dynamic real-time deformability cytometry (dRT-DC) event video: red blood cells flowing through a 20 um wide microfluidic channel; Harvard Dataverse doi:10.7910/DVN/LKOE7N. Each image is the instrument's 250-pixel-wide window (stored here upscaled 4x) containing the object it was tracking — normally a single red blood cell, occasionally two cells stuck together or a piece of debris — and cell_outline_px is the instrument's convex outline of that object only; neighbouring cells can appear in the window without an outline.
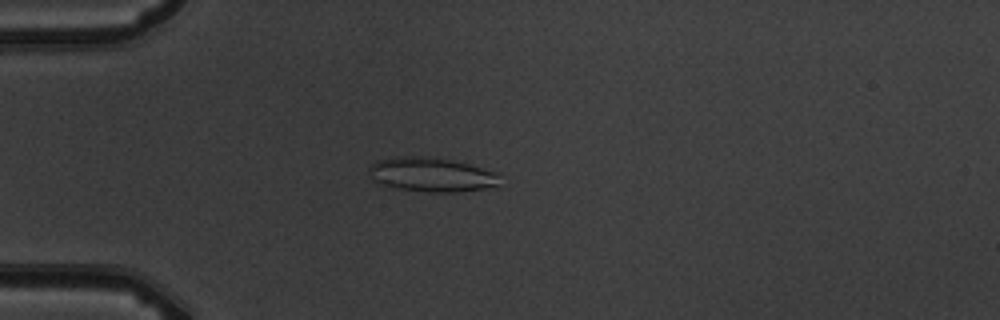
{"species": "common noctule bat (a hibernating species)", "species_latin": "Nyctalus noctula", "temperature_condition": "warm", "stored_images_in_passage": 5, "camera_frame_rate_fps": 3000, "um_per_image_px": 0.085, "animal": {"sex": "male", "body_mass_g": 19.5, "forearm_length_mm": 54.6}, "frame": {"image": 1, "passage_image": 5, "time_ms": 4.333, "image_size_px": [1000, 320], "cell_outline_px": [[500, 188], [460, 192], [428, 192], [384, 188], [372, 180], [368, 172], [368, 168], [376, 160], [392, 156], [420, 156], [452, 160], [500, 172]], "centroid_in_image_um": [36.69, 14.87], "position_along_channel_um": 48.3, "area_um2": 27.34}}